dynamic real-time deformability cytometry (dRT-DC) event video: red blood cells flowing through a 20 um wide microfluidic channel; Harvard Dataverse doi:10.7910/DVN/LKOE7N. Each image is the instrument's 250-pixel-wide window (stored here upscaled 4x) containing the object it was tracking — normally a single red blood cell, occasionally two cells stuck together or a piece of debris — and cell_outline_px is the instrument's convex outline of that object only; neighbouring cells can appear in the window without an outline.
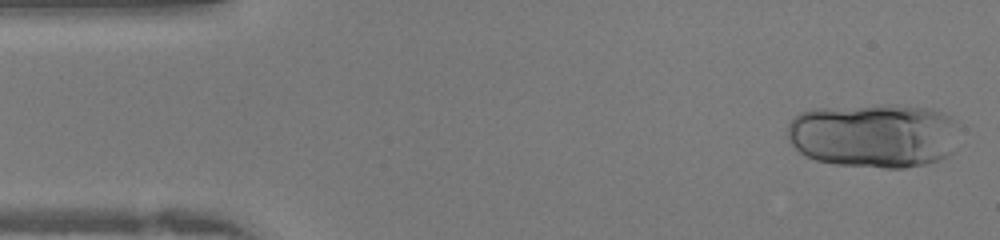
{"species": "human", "species_latin": "Homo sapiens", "temperature_condition": "warm", "stored_images_in_passage": 40, "camera_frame_rate_fps": 3000, "um_per_image_px": 0.085, "donor": {"sex": "female"}, "frame": {"image": 1, "passage_image": 1, "time_ms": 0.0, "image_size_px": [1000, 240], "cell_outline_px": [[956, 152], [940, 160], [928, 164], [904, 168], [884, 168], [836, 164], [816, 160], [804, 156], [788, 140], [788, 124], [800, 112], [816, 108], [884, 104], [896, 104], [932, 108], [944, 112], [952, 116]], "centroid_in_image_um": [74.29, 11.51], "position_along_channel_um": 10.7, "area_um2": 65.31}}
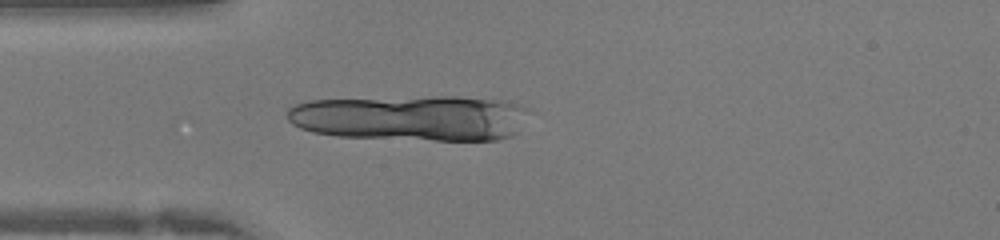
{"frame": {"image": 2, "passage_image": 10, "time_ms": 3.0, "image_size_px": [1000, 240], "cell_outline_px": [[528, 108], [516, 132], [512, 136], [496, 140], [436, 140], [336, 136], [312, 132], [300, 128], [292, 124], [288, 120], [288, 108], [296, 104], [308, 100], [436, 96], [460, 96], [508, 100]], "centroid_in_image_um": [34.92, 10.01], "position_along_channel_um": 50.1, "area_um2": 64.68}}
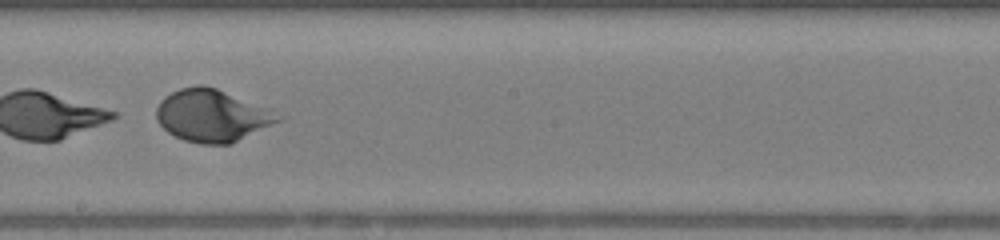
{"frame": {"image": 3, "passage_image": 22, "time_ms": 7.0, "image_size_px": [1000, 240], "cell_outline_px": [[288, 116], [284, 120], [232, 144], [200, 144], [184, 140], [168, 132], [156, 120], [156, 108], [160, 100], [164, 96], [180, 88], [200, 84], [204, 84], [216, 88], [268, 108]], "centroid_in_image_um": [18.08, 9.83], "position_along_channel_um": 230.1, "area_um2": 37.57}}